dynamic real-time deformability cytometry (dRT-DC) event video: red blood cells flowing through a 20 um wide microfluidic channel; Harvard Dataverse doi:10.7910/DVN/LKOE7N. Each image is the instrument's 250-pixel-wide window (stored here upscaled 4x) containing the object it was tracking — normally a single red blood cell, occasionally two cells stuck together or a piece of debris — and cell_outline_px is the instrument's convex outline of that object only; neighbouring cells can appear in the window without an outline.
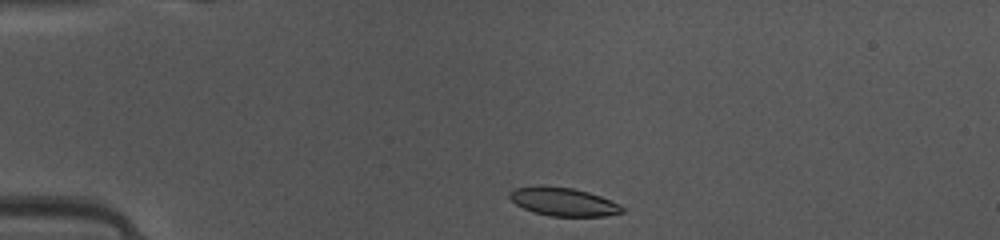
{"species": "common noctule bat (a hibernating species)", "species_latin": "Nyctalus noctula", "temperature_condition": "warm", "stored_images_in_passage": 38, "camera_frame_rate_fps": 3000, "um_per_image_px": 0.085, "animal": {"sex": "female", "body_mass_g": 10.0, "forearm_length_mm": 53.1}, "frame": {"image": 1, "passage_image": 1, "time_ms": 0.0, "image_size_px": [1000, 240], "cell_outline_px": [[624, 212], [604, 216], [548, 216], [532, 212], [516, 204], [508, 196], [508, 192], [516, 188], [540, 184], [572, 188], [588, 192], [600, 196], [620, 204], [624, 208]], "centroid_in_image_um": [47.85, 17.14], "position_along_channel_um": 37.1, "area_um2": 18.79}}
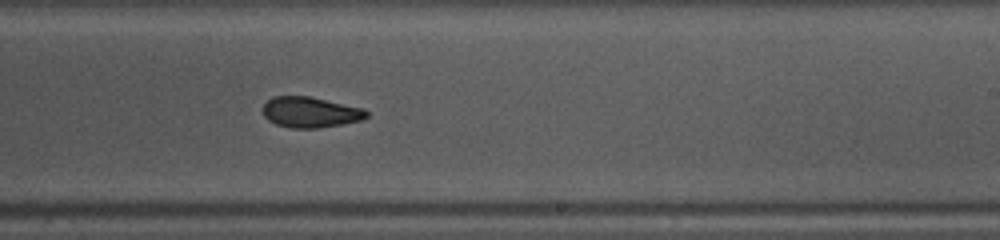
{"frame": {"image": 2, "passage_image": 20, "time_ms": 6.333, "image_size_px": [1000, 240], "cell_outline_px": [[368, 116], [360, 120], [344, 124], [316, 128], [292, 128], [276, 124], [268, 120], [264, 116], [260, 108], [272, 96], [308, 96], [364, 108], [368, 112]], "centroid_in_image_um": [26.35, 9.53], "position_along_channel_um": 262.7, "area_um2": 18.61}}
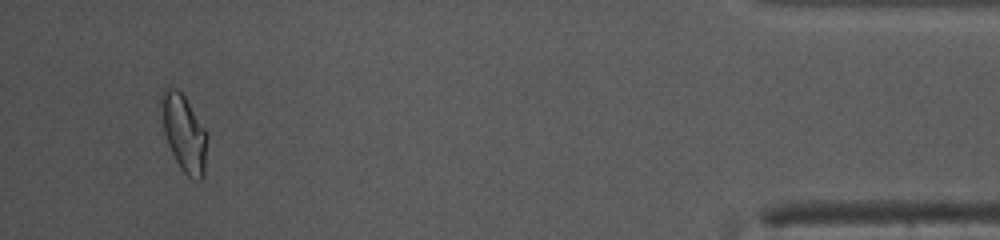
{"frame": {"image": 3, "passage_image": 36, "time_ms": 11.667, "image_size_px": [1000, 240], "cell_outline_px": [[208, 140], [204, 176], [200, 180], [196, 180], [188, 176], [180, 168], [168, 144], [164, 132], [160, 104], [160, 92], [168, 84], [176, 88], [184, 96], [204, 128], [208, 136]], "centroid_in_image_um": [15.63, 11.28], "position_along_channel_um": 419.6, "area_um2": 20.69}, "authors_computed_cell_mechanics": {"area_um2": 19.2185, "velocity_mm_per_s": 4.152, "shape_relaxation_time_tau1_ms": 2.7952, "shape_relaxation_time_tau2_ms": 2.4168, "deformation_change_tau1": 0.1283, "deformation_change_tau2": 0.0769}}